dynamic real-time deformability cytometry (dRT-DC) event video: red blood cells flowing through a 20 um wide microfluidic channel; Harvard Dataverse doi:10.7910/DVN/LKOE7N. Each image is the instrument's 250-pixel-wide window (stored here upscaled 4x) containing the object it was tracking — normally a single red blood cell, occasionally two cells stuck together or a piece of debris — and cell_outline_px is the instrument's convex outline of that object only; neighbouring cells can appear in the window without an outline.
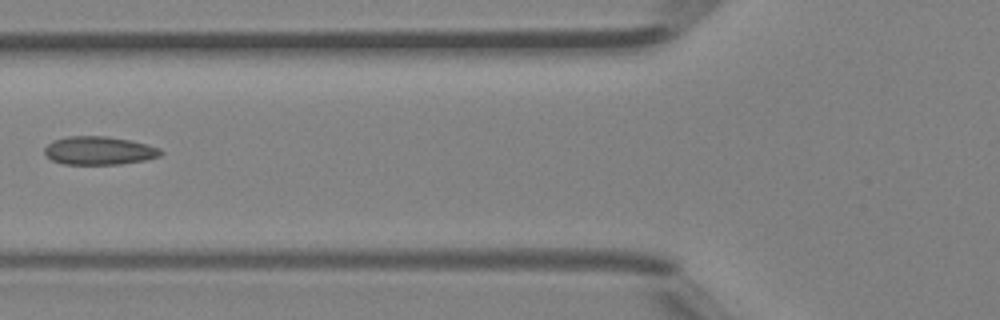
{"species": "Egyptian fruit bat (a non-hibernating species)", "species_latin": "Rousettus aegyptiacus", "temperature_condition": "room temperature", "stored_images_in_passage": 5, "camera_frame_rate_fps": 3000, "um_per_image_px": 0.085, "animal": {"sex": "female"}, "frame": {"image": 1, "passage_image": 5, "time_ms": 1.333, "image_size_px": [1000, 320], "cell_outline_px": [[164, 152], [160, 156], [144, 160], [120, 164], [64, 164], [52, 160], [44, 152], [44, 148], [52, 140], [68, 136], [108, 136], [128, 140], [160, 148]], "centroid_in_image_um": [8.4, 12.8], "position_along_channel_um": 117.4, "area_um2": 19.07}}